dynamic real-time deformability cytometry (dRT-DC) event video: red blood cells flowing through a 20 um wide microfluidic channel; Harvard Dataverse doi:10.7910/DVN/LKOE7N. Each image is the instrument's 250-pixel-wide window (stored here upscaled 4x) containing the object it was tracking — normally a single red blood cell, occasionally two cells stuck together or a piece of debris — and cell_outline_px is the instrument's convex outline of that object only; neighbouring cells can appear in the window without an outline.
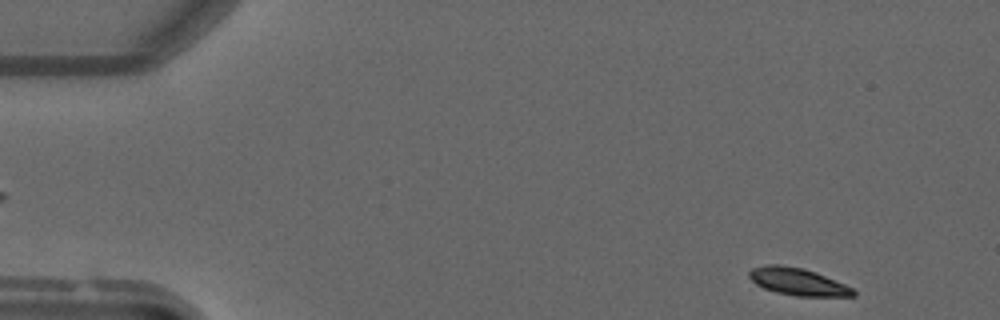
{"species": "common noctule bat (a hibernating species)", "species_latin": "Nyctalus noctula", "temperature_condition": "warm", "stored_images_in_passage": 48, "camera_frame_rate_fps": 3000, "um_per_image_px": 0.085, "animal": {"sex": "male", "forearm_length_mm": 52.5}, "frame": {"image": 1, "passage_image": 2, "time_ms": 0.333, "image_size_px": [1000, 320], "cell_outline_px": [[856, 296], [796, 296], [776, 292], [764, 288], [756, 284], [748, 276], [748, 272], [752, 268], [764, 264], [780, 264], [804, 268], [816, 272], [844, 284], [852, 288], [856, 292]], "centroid_in_image_um": [67.79, 23.93], "position_along_channel_um": 17.2, "area_um2": 16.59}}
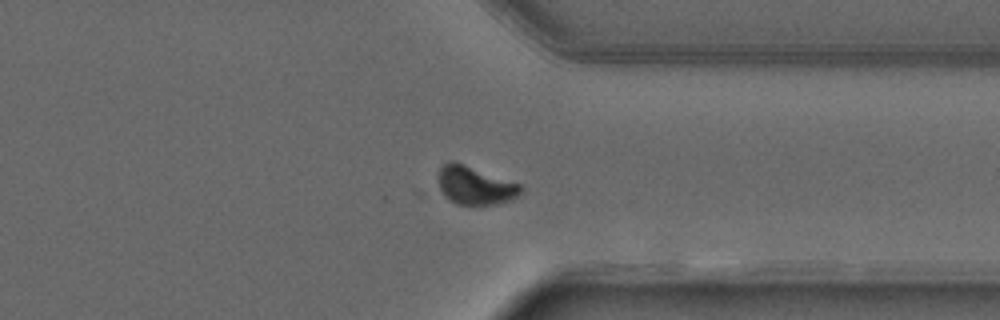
{"frame": {"image": 2, "passage_image": 36, "time_ms": 11.667, "image_size_px": [1000, 320], "cell_outline_px": [[524, 192], [520, 196], [512, 200], [496, 204], [456, 204], [440, 188], [440, 168], [448, 160], [452, 160], [520, 184], [524, 188]], "centroid_in_image_um": [40.47, 15.76], "position_along_channel_um": 370.9, "area_um2": 18.03}}
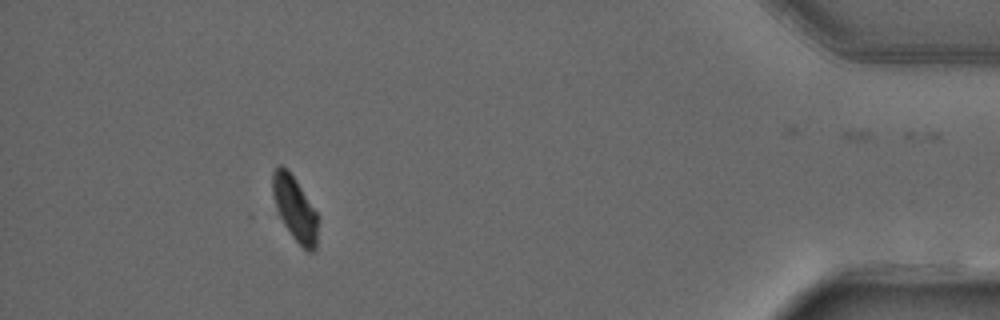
{"frame": {"image": 3, "passage_image": 43, "time_ms": 14.0, "image_size_px": [1000, 320], "cell_outline_px": [[316, 248], [312, 252], [308, 252], [292, 236], [284, 224], [276, 208], [272, 192], [272, 172], [280, 164], [296, 180], [316, 212]], "centroid_in_image_um": [25.03, 17.72], "position_along_channel_um": 410.2, "area_um2": 16.36}}